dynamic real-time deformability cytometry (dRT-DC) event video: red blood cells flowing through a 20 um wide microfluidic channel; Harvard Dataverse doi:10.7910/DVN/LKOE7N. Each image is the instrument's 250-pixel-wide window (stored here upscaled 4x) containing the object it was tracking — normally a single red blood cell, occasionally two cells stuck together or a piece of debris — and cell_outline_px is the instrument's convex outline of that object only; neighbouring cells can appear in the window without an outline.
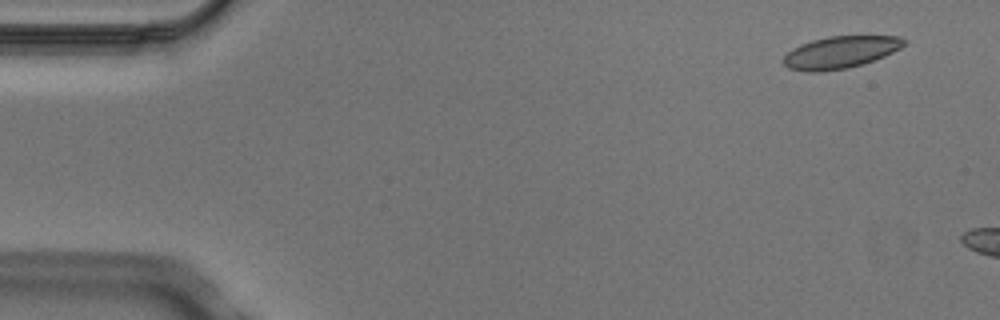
{"species": "Egyptian fruit bat (a non-hibernating species)", "species_latin": "Rousettus aegyptiacus", "temperature_condition": "cold", "stored_images_in_passage": 3, "camera_frame_rate_fps": 3000, "um_per_image_px": 0.085, "animal": {"sex": "male"}, "frame": {"image": 1, "passage_image": 1, "time_ms": 0.0, "image_size_px": [1000, 320], "cell_outline_px": [[908, 44], [884, 56], [848, 68], [824, 72], [808, 72], [788, 68], [780, 60], [792, 48], [800, 44], [812, 40], [828, 36], [900, 36], [908, 40]], "centroid_in_image_um": [71.42, 4.44], "position_along_channel_um": 13.6, "area_um2": 22.77}}